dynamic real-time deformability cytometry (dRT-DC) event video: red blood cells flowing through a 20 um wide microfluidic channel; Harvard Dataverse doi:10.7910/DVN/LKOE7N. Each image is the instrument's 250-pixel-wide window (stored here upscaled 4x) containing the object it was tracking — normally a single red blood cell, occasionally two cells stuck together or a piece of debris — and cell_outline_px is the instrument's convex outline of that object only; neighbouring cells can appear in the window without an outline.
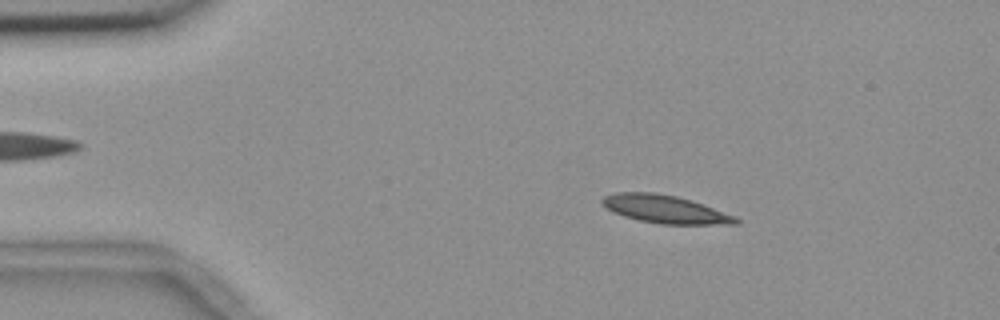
{"species": "common noctule bat (a hibernating species)", "species_latin": "Nyctalus noctula", "temperature_condition": "room temperature", "stored_images_in_passage": 55, "camera_frame_rate_fps": 3000, "um_per_image_px": 0.085, "animal": {"sex": "female", "body_mass_g": 18.4}, "frame": {"image": 1, "passage_image": 9, "time_ms": 2.667, "image_size_px": [1000, 320], "cell_outline_px": [[740, 224], [660, 224], [640, 220], [624, 216], [612, 212], [600, 200], [604, 196], [616, 192], [656, 192], [676, 196], [692, 200], [736, 216], [740, 220]], "centroid_in_image_um": [56.56, 17.78], "position_along_channel_um": 28.4, "area_um2": 21.79}}
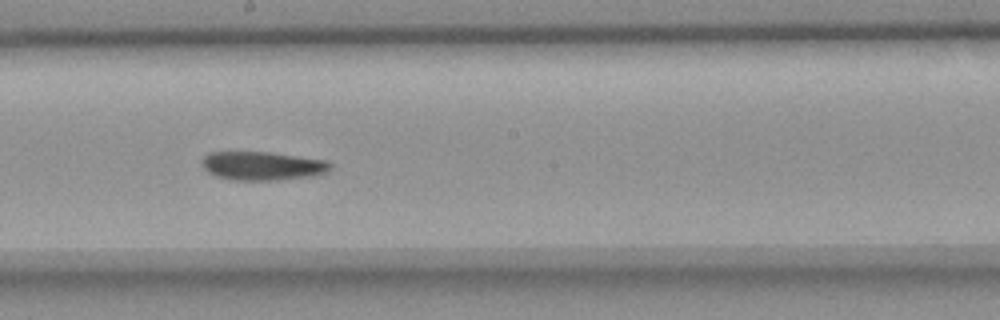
{"frame": {"image": 2, "passage_image": 30, "time_ms": 9.667, "image_size_px": [1000, 320], "cell_outline_px": [[332, 168], [328, 172], [312, 176], [280, 180], [232, 180], [216, 176], [208, 172], [200, 164], [200, 160], [208, 152], [272, 152], [328, 160], [332, 164]], "centroid_in_image_um": [22.32, 14.09], "position_along_channel_um": 225.9, "area_um2": 21.85}}
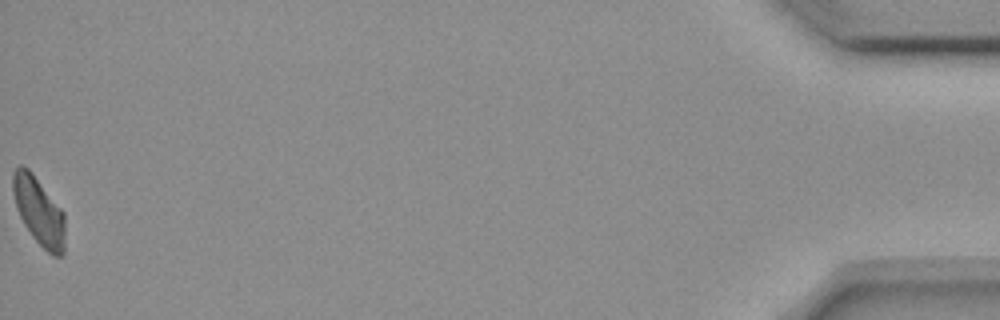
{"frame": {"image": 3, "passage_image": 55, "time_ms": 18.0, "image_size_px": [1000, 320], "cell_outline_px": [[64, 256], [52, 256], [32, 236], [24, 224], [16, 208], [12, 192], [12, 172], [20, 164], [28, 168], [32, 172], [64, 212]], "centroid_in_image_um": [3.29, 17.93], "position_along_channel_um": 431.9, "area_um2": 20.69}, "authors_computed_cell_mechanics": {"area_um2": 21.5016, "velocity_mm_per_s": 3.6656, "shape_relaxation_time_tau1_ms": null, "shape_relaxation_time_tau2_ms": 11.3551, "deformation_change_tau1": null, "deformation_change_tau2": 0.1905}}